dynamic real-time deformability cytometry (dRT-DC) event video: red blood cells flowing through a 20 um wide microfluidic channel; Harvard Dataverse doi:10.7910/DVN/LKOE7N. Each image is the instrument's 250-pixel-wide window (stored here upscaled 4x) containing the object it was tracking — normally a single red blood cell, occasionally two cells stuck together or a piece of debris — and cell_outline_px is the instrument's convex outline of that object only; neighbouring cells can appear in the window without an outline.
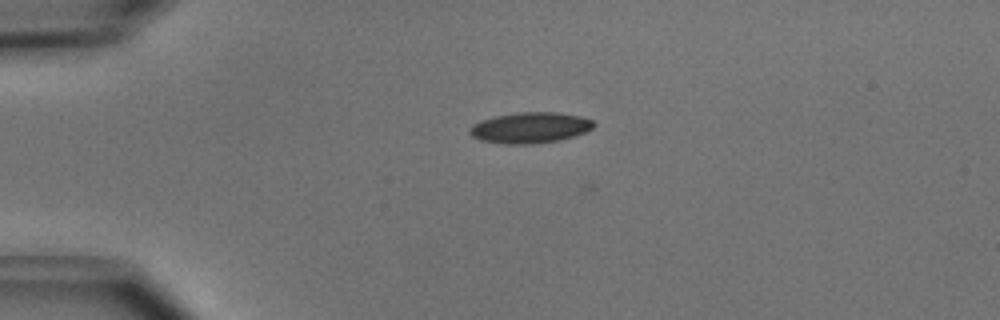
{"species": "common noctule bat (a hibernating species)", "species_latin": "Nyctalus noctula", "temperature_condition": "cold", "stored_images_in_passage": 34, "camera_frame_rate_fps": 3000, "um_per_image_px": 0.085, "animal": {"sex": "male", "body_mass_g": 15.6}, "frame": {"image": 1, "passage_image": 1, "time_ms": 0.0, "image_size_px": [1000, 320], "cell_outline_px": [[596, 124], [592, 128], [584, 132], [572, 136], [556, 140], [528, 144], [508, 144], [480, 140], [472, 136], [468, 132], [472, 124], [480, 120], [496, 116], [516, 112], [556, 112], [580, 116], [592, 120]], "centroid_in_image_um": [45.02, 10.84], "position_along_channel_um": 40.0, "area_um2": 22.08}}
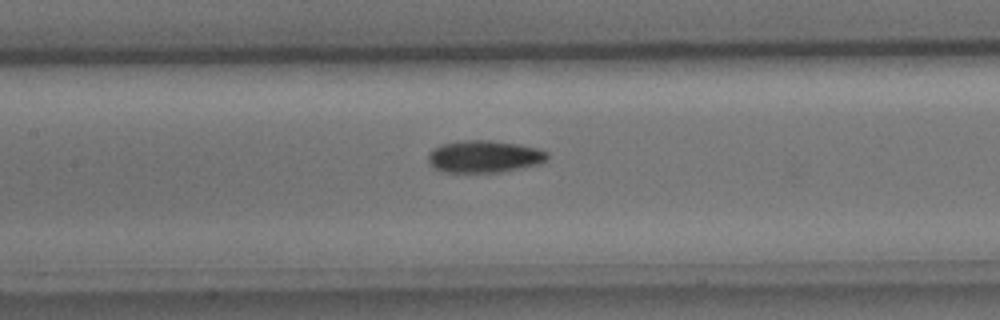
{"frame": {"image": 2, "passage_image": 13, "time_ms": 4.0, "image_size_px": [1000, 320], "cell_outline_px": [[548, 160], [540, 164], [500, 172], [444, 172], [432, 168], [428, 160], [428, 152], [432, 148], [440, 144], [460, 140], [488, 140], [520, 144], [536, 148], [548, 152]], "centroid_in_image_um": [41.13, 13.3], "position_along_channel_um": 166.3, "area_um2": 22.66}}
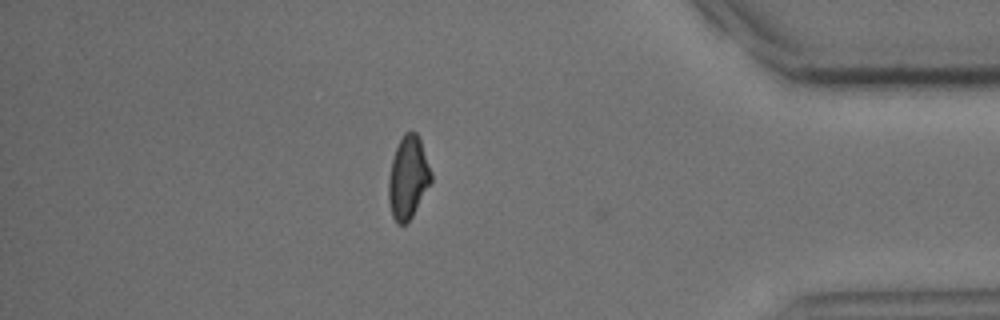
{"frame": {"image": 3, "passage_image": 33, "time_ms": 10.667, "image_size_px": [1000, 320], "cell_outline_px": [[432, 180], [412, 216], [404, 224], [396, 224], [392, 216], [388, 200], [388, 176], [392, 160], [396, 148], [404, 132], [416, 132], [420, 140], [432, 172]], "centroid_in_image_um": [34.67, 15.1], "position_along_channel_um": 400.5, "area_um2": 20.35}, "authors_computed_cell_mechanics": {"area_um2": 21.7039, "velocity_mm_per_s": 3.9864, "shape_relaxation_time_tau1_ms": 3.499, "shape_relaxation_time_tau2_ms": 6.6512, "deformation_change_tau1": 0.1196, "deformation_change_tau2": 0.1317}}